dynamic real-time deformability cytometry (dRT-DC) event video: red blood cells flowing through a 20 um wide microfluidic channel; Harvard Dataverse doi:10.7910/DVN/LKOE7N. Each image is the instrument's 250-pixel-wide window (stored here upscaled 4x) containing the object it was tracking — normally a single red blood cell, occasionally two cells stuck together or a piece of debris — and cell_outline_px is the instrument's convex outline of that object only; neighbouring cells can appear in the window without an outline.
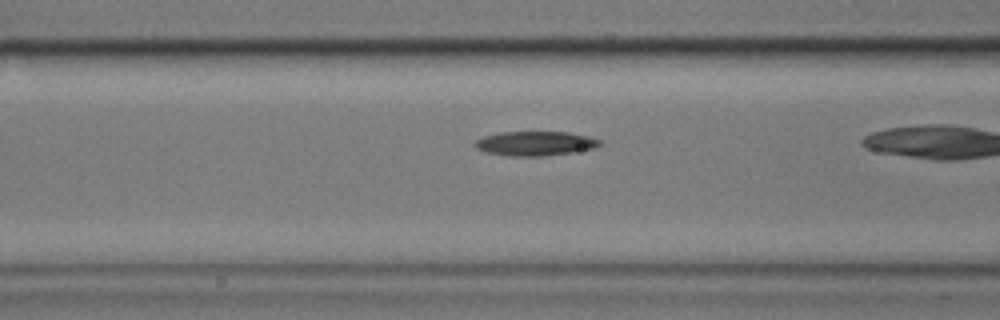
{"species": "common noctule bat (a hibernating species)", "species_latin": "Nyctalus noctula", "temperature_condition": "cold", "stored_images_in_passage": 30, "camera_frame_rate_fps": 3000, "um_per_image_px": 0.085, "animal": {"sex": "male", "body_mass_g": 17.9}, "frame": {"image": 1, "passage_image": 9, "time_ms": 2.667, "image_size_px": [1000, 320], "cell_outline_px": [[604, 144], [592, 148], [572, 152], [544, 156], [508, 156], [484, 152], [476, 148], [472, 144], [476, 140], [484, 136], [500, 132], [568, 132], [588, 136], [600, 140]], "centroid_in_image_um": [45.46, 12.19], "position_along_channel_um": 121.1, "area_um2": 17.8}}
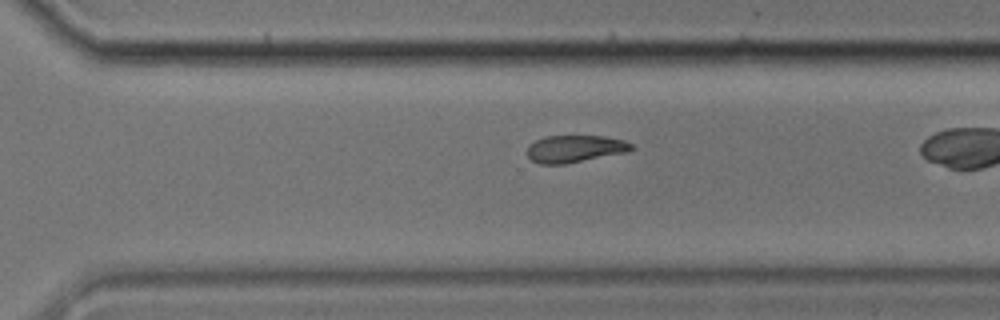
{"frame": {"image": 2, "passage_image": 26, "time_ms": 8.333, "image_size_px": [1000, 320], "cell_outline_px": [[636, 148], [624, 152], [564, 164], [540, 164], [532, 160], [528, 156], [528, 144], [544, 136], [604, 136], [624, 140], [632, 144]], "centroid_in_image_um": [48.85, 12.63], "position_along_channel_um": 321.8, "area_um2": 16.36}}